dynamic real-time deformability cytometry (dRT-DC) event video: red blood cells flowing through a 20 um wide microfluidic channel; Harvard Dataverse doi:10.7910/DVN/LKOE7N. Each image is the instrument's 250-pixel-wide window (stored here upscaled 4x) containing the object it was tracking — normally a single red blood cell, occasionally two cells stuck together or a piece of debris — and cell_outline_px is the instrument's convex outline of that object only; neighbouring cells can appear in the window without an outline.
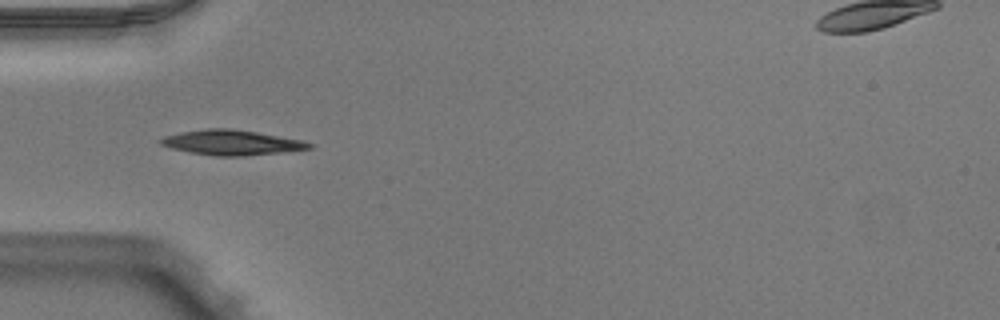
{"species": "Egyptian fruit bat (a non-hibernating species)", "species_latin": "Rousettus aegyptiacus", "temperature_condition": "warm", "stored_images_in_passage": 39, "camera_frame_rate_fps": 3000, "um_per_image_px": 0.085, "animal": {"sex": "male"}, "frame": {"image": 1, "passage_image": 5, "time_ms": 1.333, "image_size_px": [1000, 320], "cell_outline_px": [[316, 144], [312, 148], [280, 152], [240, 156], [216, 156], [188, 152], [172, 148], [160, 144], [156, 140], [164, 136], [180, 132], [208, 128], [232, 128], [304, 140]], "centroid_in_image_um": [19.68, 12.11], "position_along_channel_um": 65.3, "area_um2": 21.73}}
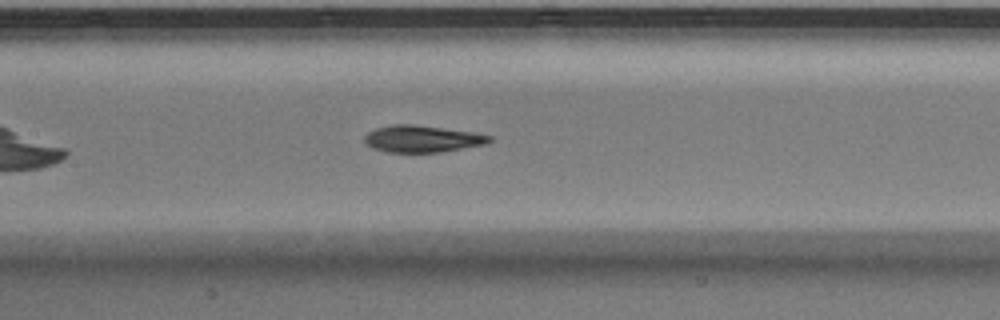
{"frame": {"image": 2, "passage_image": 13, "time_ms": 4.0, "image_size_px": [1000, 320], "cell_outline_px": [[492, 140], [484, 144], [440, 152], [388, 152], [372, 148], [364, 140], [364, 136], [368, 132], [376, 128], [392, 124], [412, 124], [476, 132], [492, 136]], "centroid_in_image_um": [35.88, 11.79], "position_along_channel_um": 171.5, "area_um2": 19.48}}
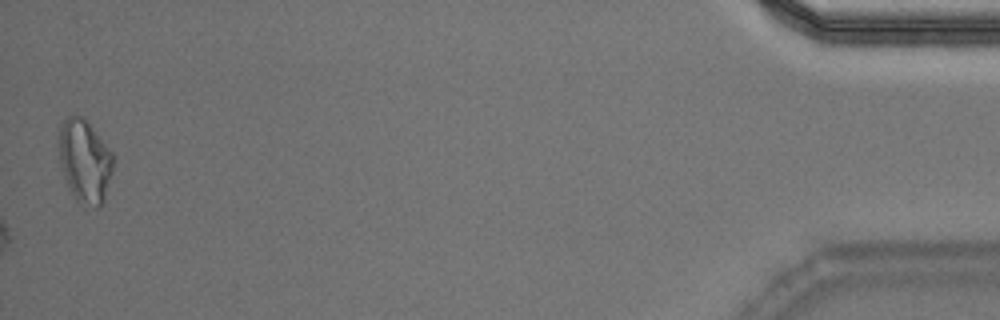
{"frame": {"image": 3, "passage_image": 39, "time_ms": 12.667, "image_size_px": [1000, 320], "cell_outline_px": [[112, 172], [104, 200], [100, 208], [84, 208], [76, 200], [68, 188], [64, 176], [60, 160], [60, 128], [64, 120], [68, 116], [84, 116], [112, 152]], "centroid_in_image_um": [7.22, 13.75], "position_along_channel_um": 428.0, "area_um2": 26.3}, "authors_computed_cell_mechanics": {"area_um2": 20.23, "velocity_mm_per_s": 3.9845, "shape_relaxation_time_tau1_ms": 4.7119, "shape_relaxation_time_tau2_ms": 3.0784, "deformation_change_tau1": 0.1713, "deformation_change_tau2": 0.1028}}